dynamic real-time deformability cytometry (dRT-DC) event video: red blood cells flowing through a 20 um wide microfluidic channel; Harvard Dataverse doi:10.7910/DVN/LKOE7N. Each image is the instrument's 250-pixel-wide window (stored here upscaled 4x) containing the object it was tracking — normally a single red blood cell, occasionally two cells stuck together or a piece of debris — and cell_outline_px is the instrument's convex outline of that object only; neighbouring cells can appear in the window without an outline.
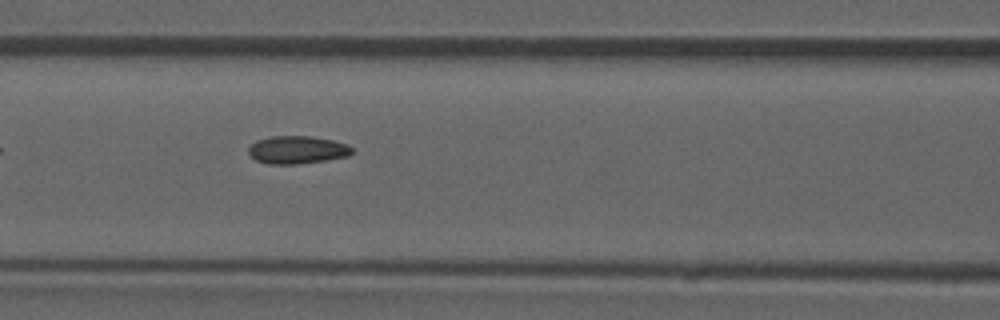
{"species": "common noctule bat (a hibernating species)", "species_latin": "Nyctalus noctula", "temperature_condition": "room temperature", "stored_images_in_passage": 36, "camera_frame_rate_fps": 3000, "um_per_image_px": 0.085, "animal": {"sex": "male", "forearm_length_mm": 52.5}, "frame": {"image": 1, "passage_image": 6, "time_ms": 1.667, "image_size_px": [1000, 320], "cell_outline_px": [[352, 152], [348, 156], [324, 160], [296, 164], [268, 164], [256, 160], [248, 152], [248, 148], [256, 140], [272, 136], [312, 136], [332, 140], [344, 144], [352, 148]], "centroid_in_image_um": [25.22, 12.73], "position_along_channel_um": 141.4, "area_um2": 16.59}}